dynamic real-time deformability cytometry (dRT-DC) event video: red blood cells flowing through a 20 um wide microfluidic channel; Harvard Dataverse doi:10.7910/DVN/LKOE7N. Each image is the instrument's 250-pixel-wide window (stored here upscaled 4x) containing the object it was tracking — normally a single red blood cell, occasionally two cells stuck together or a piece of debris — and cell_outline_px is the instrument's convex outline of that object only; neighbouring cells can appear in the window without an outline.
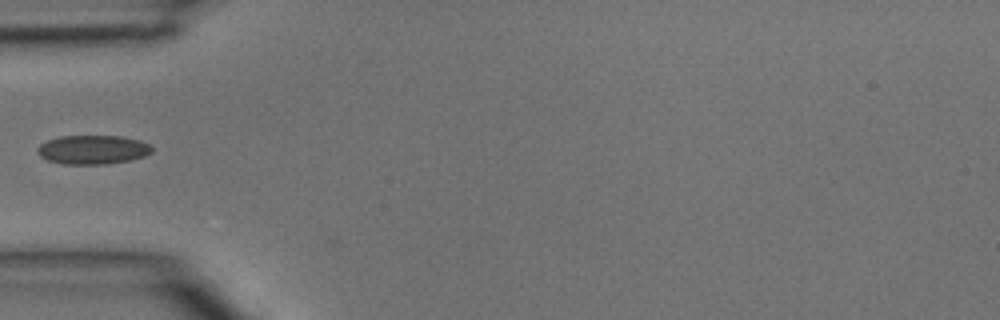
{"species": "common noctule bat (a hibernating species)", "species_latin": "Nyctalus noctula", "temperature_condition": "room temperature", "stored_images_in_passage": 1, "camera_frame_rate_fps": 3000, "um_per_image_px": 0.085, "animal": {"sex": "male", "body_mass_g": 15.6}, "frame": {"image": 1, "passage_image": 1, "time_ms": 0.0, "image_size_px": [1000, 320], "cell_outline_px": [[152, 152], [144, 156], [128, 160], [108, 164], [64, 164], [48, 160], [40, 156], [36, 152], [36, 148], [40, 144], [48, 140], [60, 136], [120, 136], [140, 140], [148, 144], [152, 148]], "centroid_in_image_um": [7.86, 12.72], "position_along_channel_um": 77.1, "area_um2": 19.31}}